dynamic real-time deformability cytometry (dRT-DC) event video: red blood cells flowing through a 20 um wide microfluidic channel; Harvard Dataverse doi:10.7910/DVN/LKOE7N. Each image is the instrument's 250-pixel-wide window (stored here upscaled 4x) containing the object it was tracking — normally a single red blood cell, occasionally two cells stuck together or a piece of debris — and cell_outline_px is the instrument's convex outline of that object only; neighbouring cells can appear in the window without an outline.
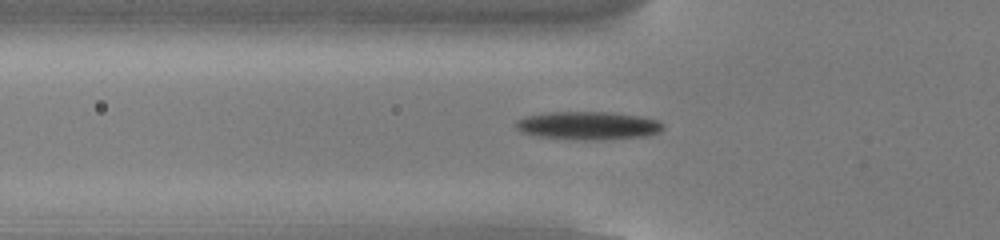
{"species": "common noctule bat (a hibernating species)", "species_latin": "Nyctalus noctula", "temperature_condition": "cold", "stored_images_in_passage": 40, "camera_frame_rate_fps": 3000, "um_per_image_px": 0.085, "animal": {"sex": "male", "body_mass_g": 13.0, "forearm_length_mm": 53.1}, "frame": {"image": 1, "passage_image": 5, "time_ms": 1.333, "image_size_px": [1000, 240], "cell_outline_px": [[664, 128], [660, 132], [644, 136], [604, 140], [584, 140], [536, 136], [524, 132], [516, 128], [516, 120], [524, 116], [548, 112], [612, 112], [640, 116], [660, 120], [664, 124]], "centroid_in_image_um": [50.03, 10.67], "position_along_channel_um": 75.8, "area_um2": 24.33}}
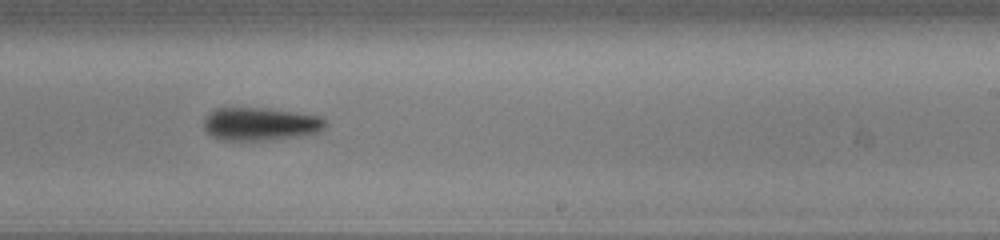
{"frame": {"image": 2, "passage_image": 20, "time_ms": 6.333, "image_size_px": [1000, 240], "cell_outline_px": [[328, 124], [324, 128], [316, 132], [300, 136], [268, 140], [224, 140], [212, 136], [204, 128], [204, 116], [208, 112], [216, 108], [268, 108], [320, 116]], "centroid_in_image_um": [22.1, 10.53], "position_along_channel_um": 266.9, "area_um2": 23.41}}
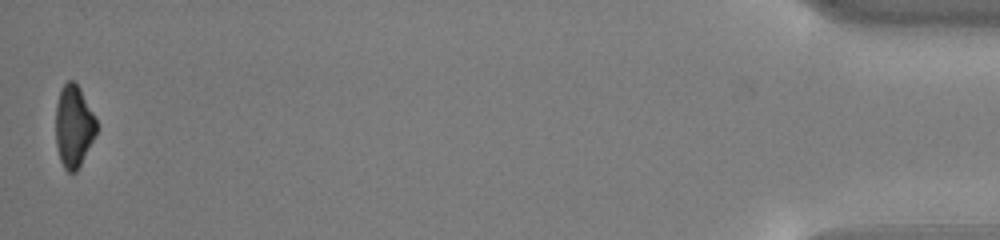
{"frame": {"image": 3, "passage_image": 40, "time_ms": 13.0, "image_size_px": [1000, 240], "cell_outline_px": [[96, 132], [76, 172], [68, 172], [64, 168], [60, 160], [56, 144], [56, 104], [60, 88], [68, 80], [72, 80], [80, 88], [96, 120]], "centroid_in_image_um": [6.23, 10.71], "position_along_channel_um": 429.0, "area_um2": 19.13}, "authors_computed_cell_mechanics": {"area_um2": 22.4842, "velocity_mm_per_s": 3.8191, "shape_relaxation_time_tau1_ms": 1.9017, "shape_relaxation_time_tau2_ms": null, "deformation_change_tau1": 0.1252, "deformation_change_tau2": null}}